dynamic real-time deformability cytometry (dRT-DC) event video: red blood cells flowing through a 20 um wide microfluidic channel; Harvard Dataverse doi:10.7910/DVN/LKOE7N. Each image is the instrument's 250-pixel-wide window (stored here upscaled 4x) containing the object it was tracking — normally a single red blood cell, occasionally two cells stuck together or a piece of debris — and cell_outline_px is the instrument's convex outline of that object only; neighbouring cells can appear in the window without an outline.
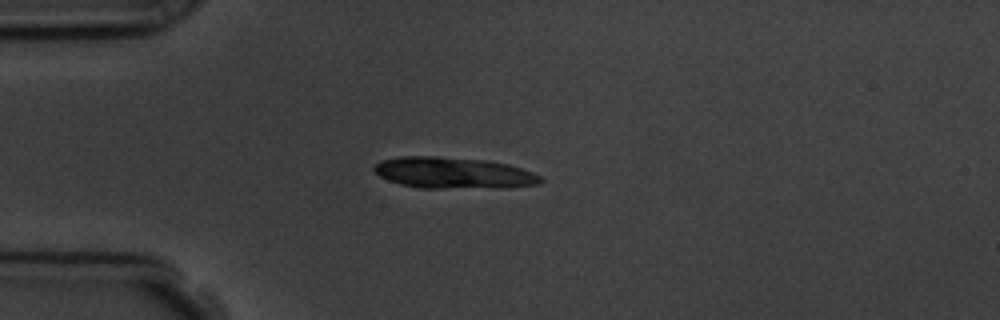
{"species": "common noctule bat (a hibernating species)", "species_latin": "Nyctalus noctula", "temperature_condition": "room temperature", "stored_images_in_passage": 5, "camera_frame_rate_fps": 3000, "um_per_image_px": 0.085, "animal": {"sex": "male", "body_mass_g": 19.5, "forearm_length_mm": 54.6}, "frame": {"image": 1, "passage_image": 3, "time_ms": 2.333, "image_size_px": [1000, 320], "cell_outline_px": [[544, 180], [540, 184], [508, 188], [420, 188], [400, 184], [388, 180], [380, 176], [372, 168], [380, 160], [404, 156], [436, 156], [488, 160], [508, 164], [532, 172], [540, 176]], "centroid_in_image_um": [38.57, 14.7], "position_along_channel_um": 46.4, "area_um2": 30.63}}